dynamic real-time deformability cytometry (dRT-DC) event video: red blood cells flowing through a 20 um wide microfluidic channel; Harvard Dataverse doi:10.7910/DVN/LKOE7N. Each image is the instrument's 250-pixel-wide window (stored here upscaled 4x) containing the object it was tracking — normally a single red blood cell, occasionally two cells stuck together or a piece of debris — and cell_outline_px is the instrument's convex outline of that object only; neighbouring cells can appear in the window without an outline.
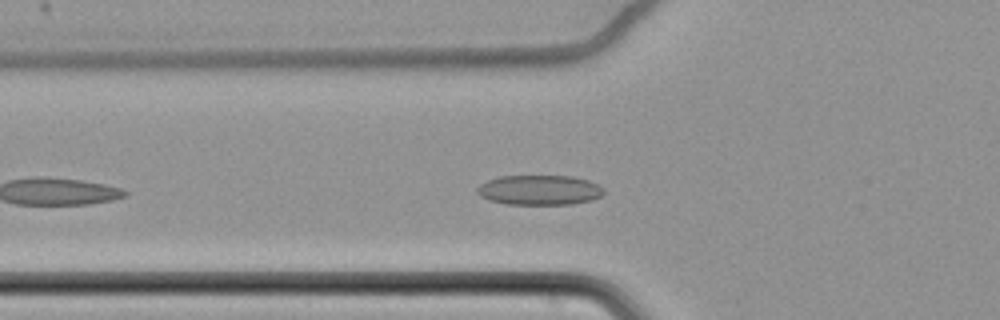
{"species": "common noctule bat (a hibernating species)", "species_latin": "Nyctalus noctula", "temperature_condition": "cold", "stored_images_in_passage": 16, "camera_frame_rate_fps": 3000, "um_per_image_px": 0.085, "animal": {"sex": "female", "body_mass_g": 22.7, "forearm_length_mm": 54.2}, "frame": {"image": 1, "passage_image": 7, "time_ms": 2.0, "image_size_px": [1000, 320], "cell_outline_px": [[604, 192], [600, 196], [592, 200], [572, 204], [508, 204], [488, 200], [480, 196], [476, 192], [476, 188], [480, 184], [488, 180], [500, 176], [572, 176], [588, 180], [604, 188]], "centroid_in_image_um": [45.83, 16.15], "position_along_channel_um": 80.0, "area_um2": 22.08}}
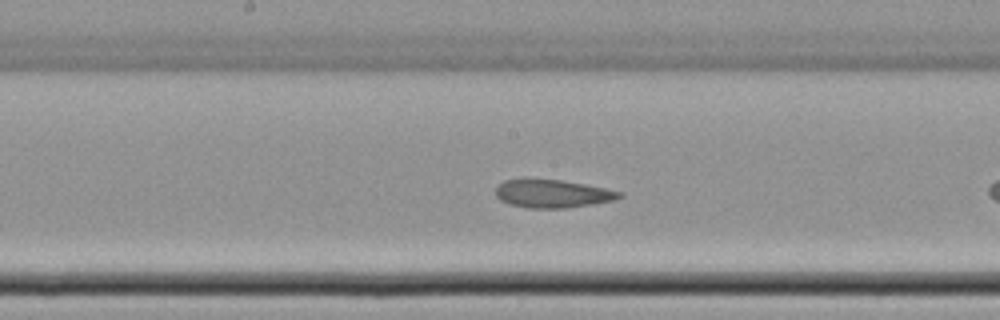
{"frame": {"image": 2, "passage_image": 14, "time_ms": 4.333, "image_size_px": [1000, 320], "cell_outline_px": [[624, 196], [612, 200], [592, 204], [564, 208], [524, 208], [508, 204], [500, 200], [496, 196], [496, 188], [504, 180], [524, 176], [528, 176], [560, 180], [584, 184], [624, 192]], "centroid_in_image_um": [46.88, 16.43], "position_along_channel_um": 201.3, "area_um2": 20.87}}